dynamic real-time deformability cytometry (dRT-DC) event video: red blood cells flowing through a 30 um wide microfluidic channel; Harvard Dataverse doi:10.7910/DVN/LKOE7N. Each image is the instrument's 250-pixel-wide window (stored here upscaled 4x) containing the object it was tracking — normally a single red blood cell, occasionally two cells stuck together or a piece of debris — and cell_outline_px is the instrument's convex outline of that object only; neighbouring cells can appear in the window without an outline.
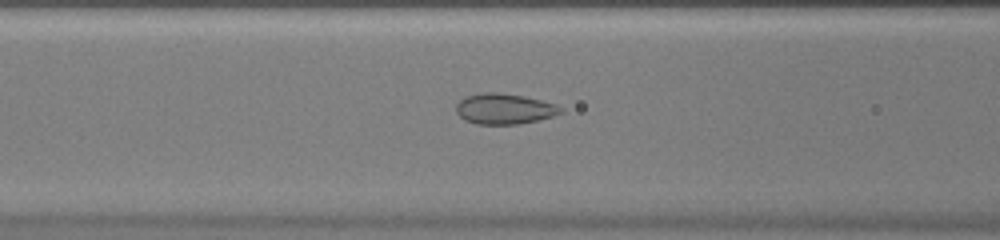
{"species": "common noctule bat (a hibernating species)", "species_latin": "Nyctalus noctula", "temperature_condition": "warm", "stored_images_in_passage": 33, "camera_frame_rate_fps": 3000, "um_per_image_px": 0.085, "animal": {"sex": "female", "body_mass_g": 20.0, "forearm_length_mm": 54.0}, "frame": {"image": 1, "passage_image": 6, "time_ms": 1.667, "image_size_px": [1000, 240], "cell_outline_px": [[564, 112], [552, 116], [536, 120], [516, 124], [476, 124], [464, 120], [456, 112], [456, 104], [464, 96], [480, 92], [496, 92], [524, 96], [556, 104], [564, 108]], "centroid_in_image_um": [42.85, 9.24], "position_along_channel_um": 123.8, "area_um2": 18.73}}
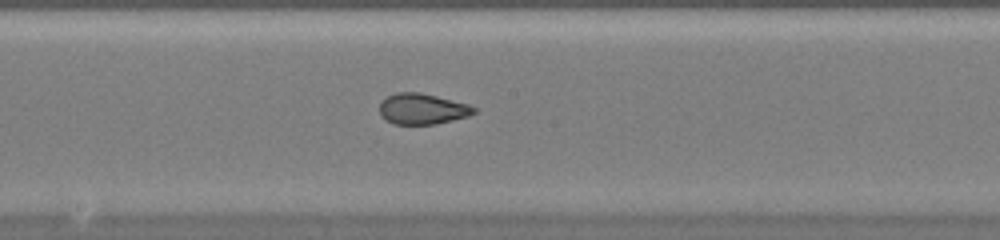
{"frame": {"image": 2, "passage_image": 12, "time_ms": 3.667, "image_size_px": [1000, 240], "cell_outline_px": [[476, 112], [468, 116], [436, 124], [392, 124], [384, 120], [380, 116], [380, 100], [396, 92], [420, 92], [468, 104], [476, 108]], "centroid_in_image_um": [35.85, 9.26], "position_along_channel_um": 212.3, "area_um2": 17.05}}
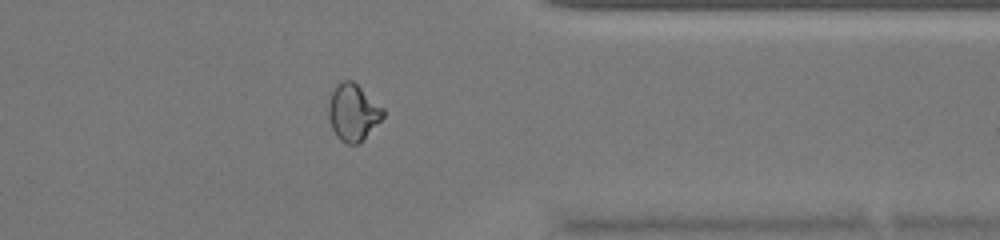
{"frame": {"image": 3, "passage_image": 24, "time_ms": 7.667, "image_size_px": [1000, 240], "cell_outline_px": [[384, 116], [356, 144], [348, 144], [340, 140], [336, 136], [332, 128], [328, 116], [328, 104], [332, 92], [336, 84], [344, 80], [352, 80], [384, 108]], "centroid_in_image_um": [29.98, 9.52], "position_along_channel_um": 381.4, "area_um2": 17.69}}